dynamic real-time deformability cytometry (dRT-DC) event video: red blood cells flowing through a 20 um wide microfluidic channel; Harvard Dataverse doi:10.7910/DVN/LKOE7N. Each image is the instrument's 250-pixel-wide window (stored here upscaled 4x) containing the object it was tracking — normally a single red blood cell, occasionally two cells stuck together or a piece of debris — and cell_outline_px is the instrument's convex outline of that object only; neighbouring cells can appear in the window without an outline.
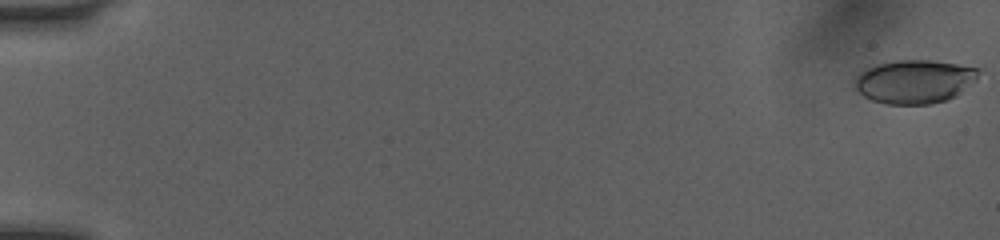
{"species": "human", "species_latin": "Homo sapiens", "temperature_condition": "room temperature", "stored_images_in_passage": 49, "camera_frame_rate_fps": 3000, "um_per_image_px": 0.085, "donor": {"sex": "female"}, "frame": {"image": 1, "passage_image": 1, "time_ms": 0.0, "image_size_px": [1000, 240], "cell_outline_px": [[980, 68], [976, 80], [956, 96], [948, 100], [932, 104], [888, 104], [872, 100], [864, 96], [852, 84], [852, 80], [860, 72], [876, 64], [896, 60], [928, 60], [956, 64]], "centroid_in_image_um": [77.72, 6.93], "position_along_channel_um": 7.3, "area_um2": 31.56}}
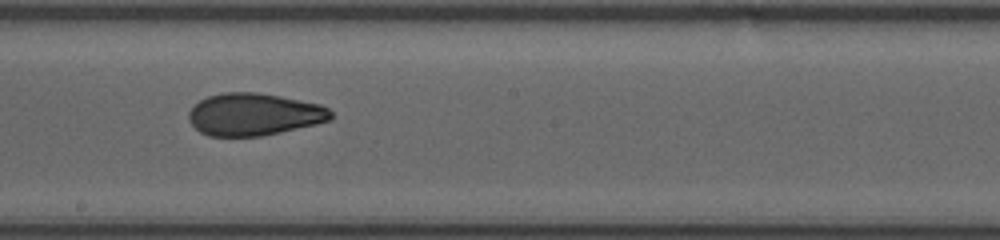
{"frame": {"image": 2, "passage_image": 28, "time_ms": 9.0, "image_size_px": [1000, 240], "cell_outline_px": [[332, 120], [316, 124], [280, 132], [260, 136], [208, 136], [200, 132], [188, 120], [188, 112], [200, 100], [208, 96], [224, 92], [256, 92], [280, 96], [320, 104], [328, 108], [332, 112]], "centroid_in_image_um": [21.59, 9.72], "position_along_channel_um": 226.6, "area_um2": 35.03}}
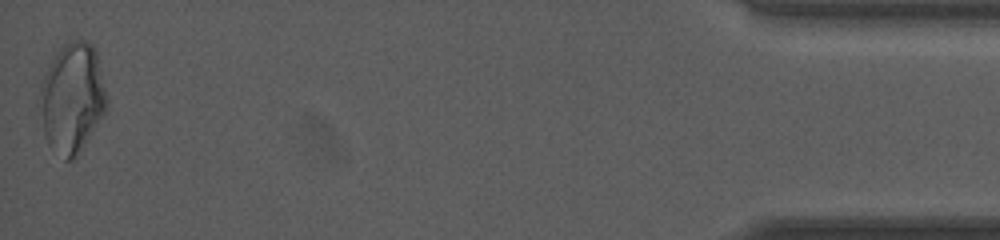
{"frame": {"image": 3, "passage_image": 49, "time_ms": 16.0, "image_size_px": [1000, 240], "cell_outline_px": [[108, 104], [104, 112], [80, 152], [72, 160], [64, 160], [48, 144], [44, 132], [40, 92], [40, 84], [52, 52], [64, 44], [72, 40], [88, 40], [92, 44], [96, 52]], "centroid_in_image_um": [6.12, 8.28], "position_along_channel_um": 429.1, "area_um2": 42.6}, "authors_computed_cell_mechanics": {"area_um2": 34.969, "velocity_mm_per_s": 4.0818, "shape_relaxation_time_tau1_ms": 6.6504, "shape_relaxation_time_tau2_ms": 1.5902, "deformation_change_tau1": 0.1731, "deformation_change_tau2": 0.0768}}